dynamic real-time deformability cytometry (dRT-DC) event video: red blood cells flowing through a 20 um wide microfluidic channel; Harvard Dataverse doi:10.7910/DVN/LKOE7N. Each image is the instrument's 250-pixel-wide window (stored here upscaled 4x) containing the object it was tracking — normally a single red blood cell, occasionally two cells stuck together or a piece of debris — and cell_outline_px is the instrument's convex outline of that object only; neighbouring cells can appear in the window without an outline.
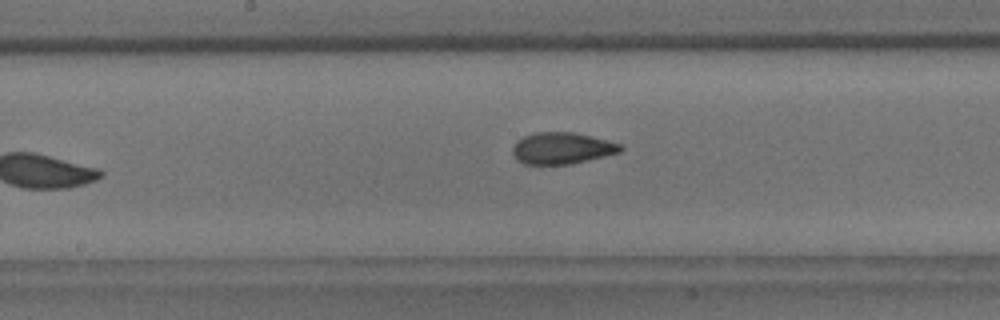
{"species": "common noctule bat (a hibernating species)", "species_latin": "Nyctalus noctula", "temperature_condition": "room temperature", "stored_images_in_passage": 11, "camera_frame_rate_fps": 3000, "um_per_image_px": 0.085, "animal": {"sex": "male", "body_mass_g": 18.8}, "frame": {"image": 1, "passage_image": 8, "time_ms": 2.333, "image_size_px": [1000, 320], "cell_outline_px": [[624, 148], [620, 152], [572, 164], [524, 164], [516, 160], [512, 152], [512, 148], [516, 140], [532, 132], [572, 132], [620, 144]], "centroid_in_image_um": [47.7, 12.6], "position_along_channel_um": 200.5, "area_um2": 19.77}}
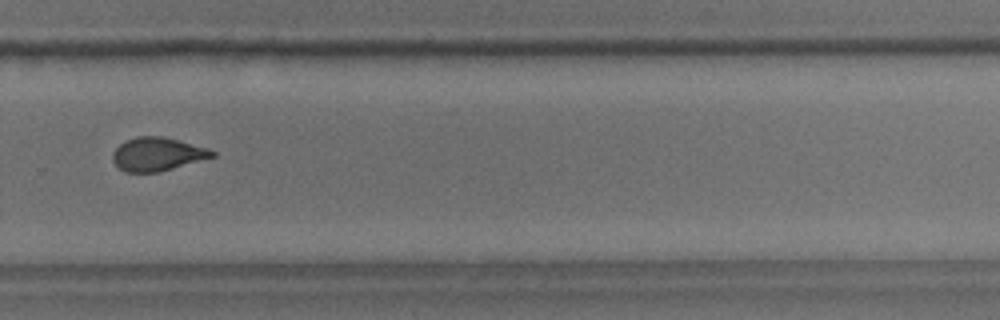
{"frame": {"image": 2, "passage_image": 11, "time_ms": 3.333, "image_size_px": [1000, 320], "cell_outline_px": [[216, 156], [160, 172], [124, 172], [112, 160], [112, 152], [120, 144], [136, 136], [160, 136], [180, 140], [208, 148], [216, 152]], "centroid_in_image_um": [13.39, 13.1], "position_along_channel_um": 316.4, "area_um2": 19.42}}